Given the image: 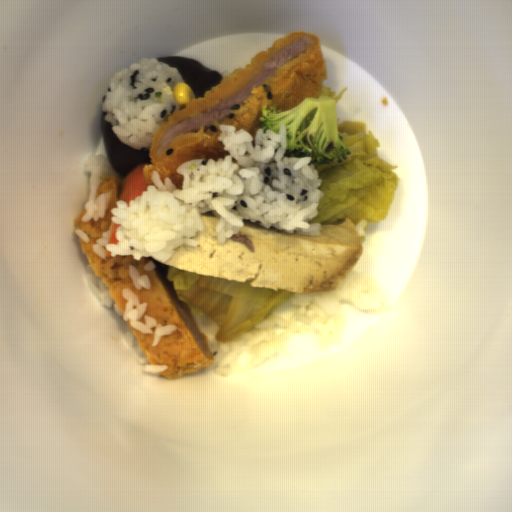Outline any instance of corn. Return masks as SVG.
Returning a JSON list of instances; mask_svg holds the SVG:
<instances>
[{"mask_svg": "<svg viewBox=\"0 0 512 512\" xmlns=\"http://www.w3.org/2000/svg\"><path fill=\"white\" fill-rule=\"evenodd\" d=\"M173 98L179 105L184 107H186L189 101L196 99L190 85L184 82L175 84L173 88Z\"/></svg>", "mask_w": 512, "mask_h": 512, "instance_id": "obj_1", "label": "corn"}]
</instances>
